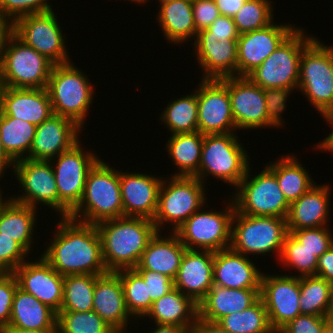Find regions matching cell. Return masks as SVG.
I'll return each mask as SVG.
<instances>
[{"label":"cell","instance_id":"6da1fadb","mask_svg":"<svg viewBox=\"0 0 333 333\" xmlns=\"http://www.w3.org/2000/svg\"><path fill=\"white\" fill-rule=\"evenodd\" d=\"M52 241L41 255L62 276L107 273L96 225L61 217Z\"/></svg>","mask_w":333,"mask_h":333},{"label":"cell","instance_id":"7a4b0ae2","mask_svg":"<svg viewBox=\"0 0 333 333\" xmlns=\"http://www.w3.org/2000/svg\"><path fill=\"white\" fill-rule=\"evenodd\" d=\"M101 239L102 258L108 272L134 269L148 243L158 232L153 220L120 217L96 224Z\"/></svg>","mask_w":333,"mask_h":333},{"label":"cell","instance_id":"3957f363","mask_svg":"<svg viewBox=\"0 0 333 333\" xmlns=\"http://www.w3.org/2000/svg\"><path fill=\"white\" fill-rule=\"evenodd\" d=\"M101 158L88 172L83 197L69 218L96 225L124 217L120 191V171Z\"/></svg>","mask_w":333,"mask_h":333},{"label":"cell","instance_id":"277c9868","mask_svg":"<svg viewBox=\"0 0 333 333\" xmlns=\"http://www.w3.org/2000/svg\"><path fill=\"white\" fill-rule=\"evenodd\" d=\"M236 136L235 133L204 135L199 172L195 175L203 184L209 175L232 187L244 178L251 162Z\"/></svg>","mask_w":333,"mask_h":333},{"label":"cell","instance_id":"5b68a950","mask_svg":"<svg viewBox=\"0 0 333 333\" xmlns=\"http://www.w3.org/2000/svg\"><path fill=\"white\" fill-rule=\"evenodd\" d=\"M87 74L73 62L54 65L47 90L53 114L67 117L84 128L95 92Z\"/></svg>","mask_w":333,"mask_h":333},{"label":"cell","instance_id":"8992f818","mask_svg":"<svg viewBox=\"0 0 333 333\" xmlns=\"http://www.w3.org/2000/svg\"><path fill=\"white\" fill-rule=\"evenodd\" d=\"M54 65L13 33L0 51V86L47 88Z\"/></svg>","mask_w":333,"mask_h":333},{"label":"cell","instance_id":"52a82bcc","mask_svg":"<svg viewBox=\"0 0 333 333\" xmlns=\"http://www.w3.org/2000/svg\"><path fill=\"white\" fill-rule=\"evenodd\" d=\"M298 89L324 118L333 108V45L314 38L302 51Z\"/></svg>","mask_w":333,"mask_h":333},{"label":"cell","instance_id":"ba28073f","mask_svg":"<svg viewBox=\"0 0 333 333\" xmlns=\"http://www.w3.org/2000/svg\"><path fill=\"white\" fill-rule=\"evenodd\" d=\"M167 179L163 178L153 219L158 232H162L166 223L172 226L171 232H175L193 213L207 205L205 184L195 176L171 174Z\"/></svg>","mask_w":333,"mask_h":333},{"label":"cell","instance_id":"9c48e42d","mask_svg":"<svg viewBox=\"0 0 333 333\" xmlns=\"http://www.w3.org/2000/svg\"><path fill=\"white\" fill-rule=\"evenodd\" d=\"M288 234L286 219L274 216H250L234 212L230 248L245 256L276 252L280 258Z\"/></svg>","mask_w":333,"mask_h":333},{"label":"cell","instance_id":"30bf717a","mask_svg":"<svg viewBox=\"0 0 333 333\" xmlns=\"http://www.w3.org/2000/svg\"><path fill=\"white\" fill-rule=\"evenodd\" d=\"M298 27L247 77L262 89H297L303 49L315 38Z\"/></svg>","mask_w":333,"mask_h":333},{"label":"cell","instance_id":"8fae6325","mask_svg":"<svg viewBox=\"0 0 333 333\" xmlns=\"http://www.w3.org/2000/svg\"><path fill=\"white\" fill-rule=\"evenodd\" d=\"M249 166L246 175L231 195L235 210L250 216H274L286 219L289 203L280 190L276 176L265 166L252 178Z\"/></svg>","mask_w":333,"mask_h":333},{"label":"cell","instance_id":"7c38bea8","mask_svg":"<svg viewBox=\"0 0 333 333\" xmlns=\"http://www.w3.org/2000/svg\"><path fill=\"white\" fill-rule=\"evenodd\" d=\"M226 206L222 211L213 208L196 211L174 233L187 249L217 252L229 248L235 212L233 200Z\"/></svg>","mask_w":333,"mask_h":333},{"label":"cell","instance_id":"4fadbf2b","mask_svg":"<svg viewBox=\"0 0 333 333\" xmlns=\"http://www.w3.org/2000/svg\"><path fill=\"white\" fill-rule=\"evenodd\" d=\"M99 159L96 153L85 151L79 141L71 149L49 160L54 170L59 195L60 218L69 217L80 203L88 172Z\"/></svg>","mask_w":333,"mask_h":333},{"label":"cell","instance_id":"5bb4252c","mask_svg":"<svg viewBox=\"0 0 333 333\" xmlns=\"http://www.w3.org/2000/svg\"><path fill=\"white\" fill-rule=\"evenodd\" d=\"M55 11L26 15L14 22V34L26 45L56 64L72 61L66 49V39Z\"/></svg>","mask_w":333,"mask_h":333},{"label":"cell","instance_id":"9a60e30c","mask_svg":"<svg viewBox=\"0 0 333 333\" xmlns=\"http://www.w3.org/2000/svg\"><path fill=\"white\" fill-rule=\"evenodd\" d=\"M11 171L23 193L11 200L36 209H39L37 205L43 204L59 214V195L50 161L25 158L15 162Z\"/></svg>","mask_w":333,"mask_h":333},{"label":"cell","instance_id":"2e32d148","mask_svg":"<svg viewBox=\"0 0 333 333\" xmlns=\"http://www.w3.org/2000/svg\"><path fill=\"white\" fill-rule=\"evenodd\" d=\"M262 299L271 328L278 333L285 325L301 314L300 278L293 275L262 274Z\"/></svg>","mask_w":333,"mask_h":333},{"label":"cell","instance_id":"e0dca14e","mask_svg":"<svg viewBox=\"0 0 333 333\" xmlns=\"http://www.w3.org/2000/svg\"><path fill=\"white\" fill-rule=\"evenodd\" d=\"M196 88L198 131L203 135L236 133L226 84L221 79H202Z\"/></svg>","mask_w":333,"mask_h":333},{"label":"cell","instance_id":"ac0fdd59","mask_svg":"<svg viewBox=\"0 0 333 333\" xmlns=\"http://www.w3.org/2000/svg\"><path fill=\"white\" fill-rule=\"evenodd\" d=\"M236 129L272 127L268 121L264 89L248 77H225Z\"/></svg>","mask_w":333,"mask_h":333},{"label":"cell","instance_id":"d6986e66","mask_svg":"<svg viewBox=\"0 0 333 333\" xmlns=\"http://www.w3.org/2000/svg\"><path fill=\"white\" fill-rule=\"evenodd\" d=\"M297 28L273 21L265 28L241 34L237 39V76L247 77Z\"/></svg>","mask_w":333,"mask_h":333},{"label":"cell","instance_id":"ffe728a7","mask_svg":"<svg viewBox=\"0 0 333 333\" xmlns=\"http://www.w3.org/2000/svg\"><path fill=\"white\" fill-rule=\"evenodd\" d=\"M193 47L203 71L202 79L237 76V39L211 36V32L204 29L197 33Z\"/></svg>","mask_w":333,"mask_h":333},{"label":"cell","instance_id":"44dd1931","mask_svg":"<svg viewBox=\"0 0 333 333\" xmlns=\"http://www.w3.org/2000/svg\"><path fill=\"white\" fill-rule=\"evenodd\" d=\"M13 274L20 289L32 294L57 314L60 312L64 276L53 269L42 256L33 262L26 260Z\"/></svg>","mask_w":333,"mask_h":333},{"label":"cell","instance_id":"7402d4cb","mask_svg":"<svg viewBox=\"0 0 333 333\" xmlns=\"http://www.w3.org/2000/svg\"><path fill=\"white\" fill-rule=\"evenodd\" d=\"M82 128L73 120L52 114L36 126V133L27 159L49 161L71 149L81 139Z\"/></svg>","mask_w":333,"mask_h":333},{"label":"cell","instance_id":"603a6c76","mask_svg":"<svg viewBox=\"0 0 333 333\" xmlns=\"http://www.w3.org/2000/svg\"><path fill=\"white\" fill-rule=\"evenodd\" d=\"M163 177L120 170V191L125 217L153 220L158 207Z\"/></svg>","mask_w":333,"mask_h":333},{"label":"cell","instance_id":"cb8c5ba5","mask_svg":"<svg viewBox=\"0 0 333 333\" xmlns=\"http://www.w3.org/2000/svg\"><path fill=\"white\" fill-rule=\"evenodd\" d=\"M0 114L38 126L53 114L48 90L0 86Z\"/></svg>","mask_w":333,"mask_h":333},{"label":"cell","instance_id":"d4e9b609","mask_svg":"<svg viewBox=\"0 0 333 333\" xmlns=\"http://www.w3.org/2000/svg\"><path fill=\"white\" fill-rule=\"evenodd\" d=\"M213 263V251L186 249L174 279L175 288L198 305L214 285Z\"/></svg>","mask_w":333,"mask_h":333},{"label":"cell","instance_id":"484cf974","mask_svg":"<svg viewBox=\"0 0 333 333\" xmlns=\"http://www.w3.org/2000/svg\"><path fill=\"white\" fill-rule=\"evenodd\" d=\"M253 262L230 247L214 252L213 284L233 289H260L263 273Z\"/></svg>","mask_w":333,"mask_h":333},{"label":"cell","instance_id":"4316f807","mask_svg":"<svg viewBox=\"0 0 333 333\" xmlns=\"http://www.w3.org/2000/svg\"><path fill=\"white\" fill-rule=\"evenodd\" d=\"M93 310L116 332H126L133 317L127 310L121 280L116 272L97 276Z\"/></svg>","mask_w":333,"mask_h":333},{"label":"cell","instance_id":"83f0119b","mask_svg":"<svg viewBox=\"0 0 333 333\" xmlns=\"http://www.w3.org/2000/svg\"><path fill=\"white\" fill-rule=\"evenodd\" d=\"M331 189L326 184H315L298 200L290 203L286 217L287 229L299 230L328 226Z\"/></svg>","mask_w":333,"mask_h":333},{"label":"cell","instance_id":"f1b7e54d","mask_svg":"<svg viewBox=\"0 0 333 333\" xmlns=\"http://www.w3.org/2000/svg\"><path fill=\"white\" fill-rule=\"evenodd\" d=\"M260 298V289H233L213 285L198 304V316L217 322L225 315L241 312Z\"/></svg>","mask_w":333,"mask_h":333},{"label":"cell","instance_id":"f546056e","mask_svg":"<svg viewBox=\"0 0 333 333\" xmlns=\"http://www.w3.org/2000/svg\"><path fill=\"white\" fill-rule=\"evenodd\" d=\"M157 232L150 240L143 252L135 270H151L168 275L173 280L176 278L180 263L187 249L174 232L162 236Z\"/></svg>","mask_w":333,"mask_h":333},{"label":"cell","instance_id":"4dcf8cb0","mask_svg":"<svg viewBox=\"0 0 333 333\" xmlns=\"http://www.w3.org/2000/svg\"><path fill=\"white\" fill-rule=\"evenodd\" d=\"M158 3L156 20L166 40L177 45L190 39L195 41L198 32L194 23L192 0H164Z\"/></svg>","mask_w":333,"mask_h":333},{"label":"cell","instance_id":"1f68e13d","mask_svg":"<svg viewBox=\"0 0 333 333\" xmlns=\"http://www.w3.org/2000/svg\"><path fill=\"white\" fill-rule=\"evenodd\" d=\"M57 327V313L17 287L7 328L47 331Z\"/></svg>","mask_w":333,"mask_h":333},{"label":"cell","instance_id":"d6a6232c","mask_svg":"<svg viewBox=\"0 0 333 333\" xmlns=\"http://www.w3.org/2000/svg\"><path fill=\"white\" fill-rule=\"evenodd\" d=\"M147 317L155 324L177 325L190 330L198 317V305L175 288L153 302Z\"/></svg>","mask_w":333,"mask_h":333},{"label":"cell","instance_id":"836d02e7","mask_svg":"<svg viewBox=\"0 0 333 333\" xmlns=\"http://www.w3.org/2000/svg\"><path fill=\"white\" fill-rule=\"evenodd\" d=\"M36 213V208L10 200L0 213V236L11 237L31 254Z\"/></svg>","mask_w":333,"mask_h":333},{"label":"cell","instance_id":"e575fe53","mask_svg":"<svg viewBox=\"0 0 333 333\" xmlns=\"http://www.w3.org/2000/svg\"><path fill=\"white\" fill-rule=\"evenodd\" d=\"M282 155L275 162L266 167L276 176L280 190L287 202L290 204L298 200L305 192L316 184L309 171H306L302 163L294 156ZM300 162V163H299Z\"/></svg>","mask_w":333,"mask_h":333},{"label":"cell","instance_id":"d590c367","mask_svg":"<svg viewBox=\"0 0 333 333\" xmlns=\"http://www.w3.org/2000/svg\"><path fill=\"white\" fill-rule=\"evenodd\" d=\"M204 135L199 131L171 135L166 145L174 165L173 176H195L199 172Z\"/></svg>","mask_w":333,"mask_h":333},{"label":"cell","instance_id":"8d00e7d4","mask_svg":"<svg viewBox=\"0 0 333 333\" xmlns=\"http://www.w3.org/2000/svg\"><path fill=\"white\" fill-rule=\"evenodd\" d=\"M35 133L36 126L34 124L0 114L2 146L14 162L28 156Z\"/></svg>","mask_w":333,"mask_h":333},{"label":"cell","instance_id":"74e56055","mask_svg":"<svg viewBox=\"0 0 333 333\" xmlns=\"http://www.w3.org/2000/svg\"><path fill=\"white\" fill-rule=\"evenodd\" d=\"M192 94L170 101L161 112L160 120L170 135L198 131V101L196 89Z\"/></svg>","mask_w":333,"mask_h":333},{"label":"cell","instance_id":"f35d334b","mask_svg":"<svg viewBox=\"0 0 333 333\" xmlns=\"http://www.w3.org/2000/svg\"><path fill=\"white\" fill-rule=\"evenodd\" d=\"M97 276L93 274L64 276L63 301L60 311H92Z\"/></svg>","mask_w":333,"mask_h":333},{"label":"cell","instance_id":"ab89813d","mask_svg":"<svg viewBox=\"0 0 333 333\" xmlns=\"http://www.w3.org/2000/svg\"><path fill=\"white\" fill-rule=\"evenodd\" d=\"M333 284L319 276L300 277L301 314L327 317Z\"/></svg>","mask_w":333,"mask_h":333},{"label":"cell","instance_id":"60d3db41","mask_svg":"<svg viewBox=\"0 0 333 333\" xmlns=\"http://www.w3.org/2000/svg\"><path fill=\"white\" fill-rule=\"evenodd\" d=\"M217 322L229 333H275L261 298L249 308L225 315Z\"/></svg>","mask_w":333,"mask_h":333},{"label":"cell","instance_id":"b9f144b4","mask_svg":"<svg viewBox=\"0 0 333 333\" xmlns=\"http://www.w3.org/2000/svg\"><path fill=\"white\" fill-rule=\"evenodd\" d=\"M116 273L120 277L126 307L130 315L134 320L145 317L151 310L153 301L148 296L144 279L135 269H124Z\"/></svg>","mask_w":333,"mask_h":333},{"label":"cell","instance_id":"7bdbcfd3","mask_svg":"<svg viewBox=\"0 0 333 333\" xmlns=\"http://www.w3.org/2000/svg\"><path fill=\"white\" fill-rule=\"evenodd\" d=\"M59 333H115L94 310L89 312L60 311L57 314Z\"/></svg>","mask_w":333,"mask_h":333},{"label":"cell","instance_id":"ee69618b","mask_svg":"<svg viewBox=\"0 0 333 333\" xmlns=\"http://www.w3.org/2000/svg\"><path fill=\"white\" fill-rule=\"evenodd\" d=\"M270 0H246L233 17L239 34L267 27L273 20V6Z\"/></svg>","mask_w":333,"mask_h":333},{"label":"cell","instance_id":"f6af8a7d","mask_svg":"<svg viewBox=\"0 0 333 333\" xmlns=\"http://www.w3.org/2000/svg\"><path fill=\"white\" fill-rule=\"evenodd\" d=\"M279 260L282 265L289 269H296L300 274L296 277L315 276L318 257L309 249L305 248L291 233L285 237Z\"/></svg>","mask_w":333,"mask_h":333},{"label":"cell","instance_id":"bcb514c9","mask_svg":"<svg viewBox=\"0 0 333 333\" xmlns=\"http://www.w3.org/2000/svg\"><path fill=\"white\" fill-rule=\"evenodd\" d=\"M328 226L288 230L305 248L318 258L333 245V234Z\"/></svg>","mask_w":333,"mask_h":333},{"label":"cell","instance_id":"7dc6e473","mask_svg":"<svg viewBox=\"0 0 333 333\" xmlns=\"http://www.w3.org/2000/svg\"><path fill=\"white\" fill-rule=\"evenodd\" d=\"M51 7L48 0H0V9L13 23L22 16L52 11Z\"/></svg>","mask_w":333,"mask_h":333},{"label":"cell","instance_id":"c3c4849f","mask_svg":"<svg viewBox=\"0 0 333 333\" xmlns=\"http://www.w3.org/2000/svg\"><path fill=\"white\" fill-rule=\"evenodd\" d=\"M28 252L11 237L0 236V273H13L26 258Z\"/></svg>","mask_w":333,"mask_h":333},{"label":"cell","instance_id":"681fc988","mask_svg":"<svg viewBox=\"0 0 333 333\" xmlns=\"http://www.w3.org/2000/svg\"><path fill=\"white\" fill-rule=\"evenodd\" d=\"M292 91L294 90L285 88L264 89L268 121L272 128H283L285 120L281 115L286 110L287 98Z\"/></svg>","mask_w":333,"mask_h":333},{"label":"cell","instance_id":"f907efd6","mask_svg":"<svg viewBox=\"0 0 333 333\" xmlns=\"http://www.w3.org/2000/svg\"><path fill=\"white\" fill-rule=\"evenodd\" d=\"M18 282L13 273H0V326L5 329L11 319V310Z\"/></svg>","mask_w":333,"mask_h":333},{"label":"cell","instance_id":"816d5d0a","mask_svg":"<svg viewBox=\"0 0 333 333\" xmlns=\"http://www.w3.org/2000/svg\"><path fill=\"white\" fill-rule=\"evenodd\" d=\"M136 271L144 279L147 285L148 296L151 297L153 302L175 289L174 280L168 275L151 270Z\"/></svg>","mask_w":333,"mask_h":333},{"label":"cell","instance_id":"f5cc1de1","mask_svg":"<svg viewBox=\"0 0 333 333\" xmlns=\"http://www.w3.org/2000/svg\"><path fill=\"white\" fill-rule=\"evenodd\" d=\"M327 323V317L300 314L278 333H322Z\"/></svg>","mask_w":333,"mask_h":333},{"label":"cell","instance_id":"db71d44e","mask_svg":"<svg viewBox=\"0 0 333 333\" xmlns=\"http://www.w3.org/2000/svg\"><path fill=\"white\" fill-rule=\"evenodd\" d=\"M192 9L197 32L207 29L220 16L214 0H192Z\"/></svg>","mask_w":333,"mask_h":333},{"label":"cell","instance_id":"11a10c76","mask_svg":"<svg viewBox=\"0 0 333 333\" xmlns=\"http://www.w3.org/2000/svg\"><path fill=\"white\" fill-rule=\"evenodd\" d=\"M211 36L238 39L240 34L235 26L233 18L220 15L208 28Z\"/></svg>","mask_w":333,"mask_h":333},{"label":"cell","instance_id":"9f6ffc18","mask_svg":"<svg viewBox=\"0 0 333 333\" xmlns=\"http://www.w3.org/2000/svg\"><path fill=\"white\" fill-rule=\"evenodd\" d=\"M316 276L333 284V245L318 258Z\"/></svg>","mask_w":333,"mask_h":333},{"label":"cell","instance_id":"6f0895ef","mask_svg":"<svg viewBox=\"0 0 333 333\" xmlns=\"http://www.w3.org/2000/svg\"><path fill=\"white\" fill-rule=\"evenodd\" d=\"M190 333H229L218 322L203 320L199 316L190 329Z\"/></svg>","mask_w":333,"mask_h":333},{"label":"cell","instance_id":"680465c9","mask_svg":"<svg viewBox=\"0 0 333 333\" xmlns=\"http://www.w3.org/2000/svg\"><path fill=\"white\" fill-rule=\"evenodd\" d=\"M246 0H214L220 15L233 18L241 9Z\"/></svg>","mask_w":333,"mask_h":333},{"label":"cell","instance_id":"91938a15","mask_svg":"<svg viewBox=\"0 0 333 333\" xmlns=\"http://www.w3.org/2000/svg\"><path fill=\"white\" fill-rule=\"evenodd\" d=\"M14 32V23L0 9V51Z\"/></svg>","mask_w":333,"mask_h":333},{"label":"cell","instance_id":"94428289","mask_svg":"<svg viewBox=\"0 0 333 333\" xmlns=\"http://www.w3.org/2000/svg\"><path fill=\"white\" fill-rule=\"evenodd\" d=\"M155 326V330L153 329L149 333H190L188 328L182 326L166 324H156Z\"/></svg>","mask_w":333,"mask_h":333},{"label":"cell","instance_id":"6125c7cd","mask_svg":"<svg viewBox=\"0 0 333 333\" xmlns=\"http://www.w3.org/2000/svg\"><path fill=\"white\" fill-rule=\"evenodd\" d=\"M331 128L333 127V122H327ZM333 129V128H332ZM317 150L329 151L333 153V130L327 137H325L321 142L316 145Z\"/></svg>","mask_w":333,"mask_h":333},{"label":"cell","instance_id":"be15d7a7","mask_svg":"<svg viewBox=\"0 0 333 333\" xmlns=\"http://www.w3.org/2000/svg\"><path fill=\"white\" fill-rule=\"evenodd\" d=\"M15 162L7 155L6 151L2 146V141L0 137V169L5 173V170L13 169Z\"/></svg>","mask_w":333,"mask_h":333},{"label":"cell","instance_id":"e7e4bbea","mask_svg":"<svg viewBox=\"0 0 333 333\" xmlns=\"http://www.w3.org/2000/svg\"><path fill=\"white\" fill-rule=\"evenodd\" d=\"M4 333H59L58 328H54L53 330L47 331H36V330H23L17 328H5Z\"/></svg>","mask_w":333,"mask_h":333},{"label":"cell","instance_id":"03108f58","mask_svg":"<svg viewBox=\"0 0 333 333\" xmlns=\"http://www.w3.org/2000/svg\"><path fill=\"white\" fill-rule=\"evenodd\" d=\"M327 321L329 324L333 326V287H332V296H331V302H330V308L327 314Z\"/></svg>","mask_w":333,"mask_h":333},{"label":"cell","instance_id":"003e7915","mask_svg":"<svg viewBox=\"0 0 333 333\" xmlns=\"http://www.w3.org/2000/svg\"><path fill=\"white\" fill-rule=\"evenodd\" d=\"M3 195L0 194V213H1V210L2 208L11 200L10 198L7 197V200H6V197L3 199Z\"/></svg>","mask_w":333,"mask_h":333},{"label":"cell","instance_id":"a7ac6f4b","mask_svg":"<svg viewBox=\"0 0 333 333\" xmlns=\"http://www.w3.org/2000/svg\"><path fill=\"white\" fill-rule=\"evenodd\" d=\"M322 333H333V326L329 323H327L322 330Z\"/></svg>","mask_w":333,"mask_h":333},{"label":"cell","instance_id":"89a4df30","mask_svg":"<svg viewBox=\"0 0 333 333\" xmlns=\"http://www.w3.org/2000/svg\"><path fill=\"white\" fill-rule=\"evenodd\" d=\"M326 122H333V108L332 110L324 117Z\"/></svg>","mask_w":333,"mask_h":333},{"label":"cell","instance_id":"2644e50d","mask_svg":"<svg viewBox=\"0 0 333 333\" xmlns=\"http://www.w3.org/2000/svg\"><path fill=\"white\" fill-rule=\"evenodd\" d=\"M127 1L134 2L135 4L138 3V4H140V5H141L142 3L145 4V3L148 2V0H127Z\"/></svg>","mask_w":333,"mask_h":333},{"label":"cell","instance_id":"8c879c8a","mask_svg":"<svg viewBox=\"0 0 333 333\" xmlns=\"http://www.w3.org/2000/svg\"><path fill=\"white\" fill-rule=\"evenodd\" d=\"M3 174H5V173L0 169V178H1V177H4V176H2ZM0 189H1V188H0ZM1 191H2V190H0V194L3 193V192H1Z\"/></svg>","mask_w":333,"mask_h":333},{"label":"cell","instance_id":"753ad0ef","mask_svg":"<svg viewBox=\"0 0 333 333\" xmlns=\"http://www.w3.org/2000/svg\"><path fill=\"white\" fill-rule=\"evenodd\" d=\"M0 333H4V329L0 326Z\"/></svg>","mask_w":333,"mask_h":333},{"label":"cell","instance_id":"34e18365","mask_svg":"<svg viewBox=\"0 0 333 333\" xmlns=\"http://www.w3.org/2000/svg\"><path fill=\"white\" fill-rule=\"evenodd\" d=\"M115 333H129V331L127 330L126 332H115Z\"/></svg>","mask_w":333,"mask_h":333}]
</instances>
